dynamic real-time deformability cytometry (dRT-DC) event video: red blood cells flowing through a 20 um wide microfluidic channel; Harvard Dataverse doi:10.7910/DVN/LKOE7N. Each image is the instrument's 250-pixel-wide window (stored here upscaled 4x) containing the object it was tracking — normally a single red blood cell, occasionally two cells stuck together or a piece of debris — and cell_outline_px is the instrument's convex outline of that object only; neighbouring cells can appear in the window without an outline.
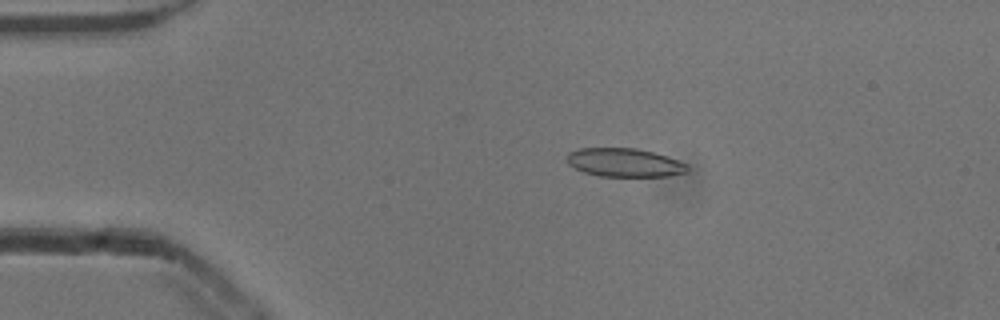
{"species": "common noctule bat (a hibernating species)", "species_latin": "Nyctalus noctula", "temperature_condition": "cold", "stored_images_in_passage": 53, "camera_frame_rate_fps": 3000, "um_per_image_px": 0.085, "animal": {"sex": "male", "body_mass_g": 13.3}, "frame": {"image": 1, "passage_image": 11, "time_ms": 3.333, "image_size_px": [1000, 320], "cell_outline_px": [[688, 168], [684, 172], [668, 176], [600, 176], [584, 172], [568, 164], [568, 152], [580, 148], [636, 148], [668, 156], [688, 164]], "centroid_in_image_um": [53.08, 13.81], "position_along_channel_um": 31.9, "area_um2": 19.88}}
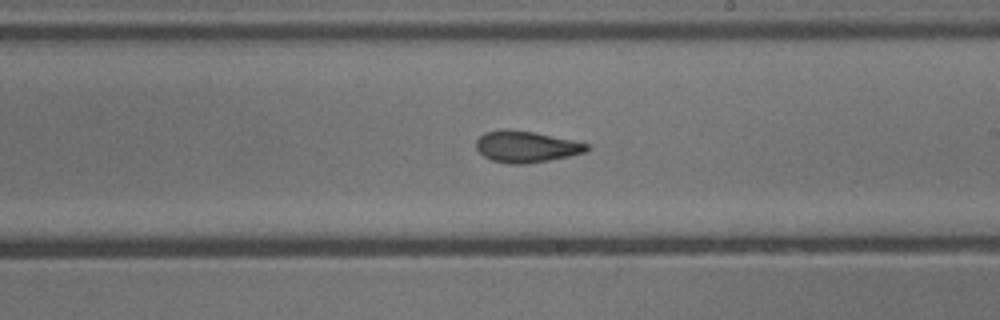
{"frame": {"image": 2, "passage_image": 31, "time_ms": 10.0, "image_size_px": [1000, 320], "cell_outline_px": [[592, 148], [584, 152], [568, 156], [548, 160], [524, 164], [508, 164], [492, 160], [484, 156], [476, 148], [476, 140], [484, 132], [504, 128], [532, 132], [572, 140], [588, 144]], "centroid_in_image_um": [44.69, 12.46], "position_along_channel_um": 244.3, "area_um2": 20.11}}
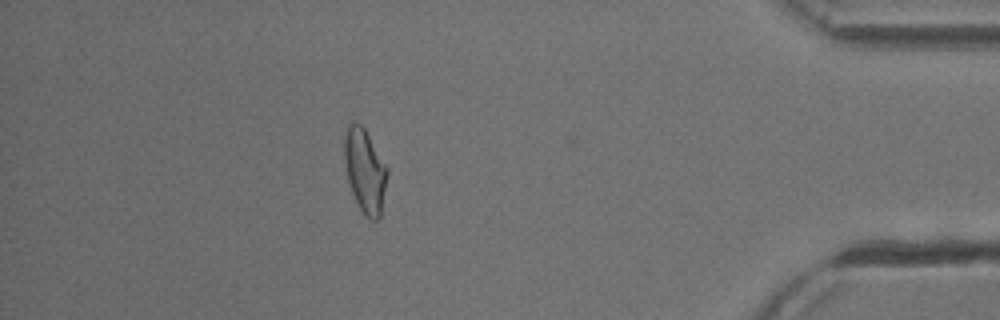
{"frame": {"image": 3, "passage_image": 47, "time_ms": 15.333, "image_size_px": [1000, 320], "cell_outline_px": [[388, 172], [380, 220], [372, 220], [360, 208], [352, 192], [348, 180], [344, 160], [344, 128], [348, 124], [360, 124], [364, 128], [388, 168]], "centroid_in_image_um": [31.02, 14.5], "position_along_channel_um": 404.2, "area_um2": 20.75}, "authors_computed_cell_mechanics": {"area_um2": 20.4612, "velocity_mm_per_s": 3.9045, "shape_relaxation_time_tau1_ms": 6.1913, "shape_relaxation_time_tau2_ms": 2.1711, "deformation_change_tau1": 0.1581, "deformation_change_tau2": 0.087}}